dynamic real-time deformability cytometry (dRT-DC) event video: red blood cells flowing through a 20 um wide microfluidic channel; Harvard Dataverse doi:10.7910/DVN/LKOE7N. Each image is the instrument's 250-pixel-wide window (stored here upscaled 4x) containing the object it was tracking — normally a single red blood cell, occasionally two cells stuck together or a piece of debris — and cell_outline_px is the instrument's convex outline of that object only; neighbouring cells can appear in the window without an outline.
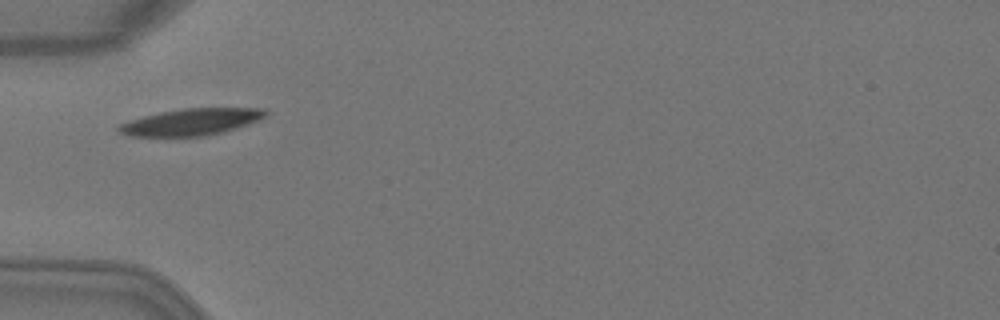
{"species": "Egyptian fruit bat (a non-hibernating species)", "species_latin": "Rousettus aegyptiacus", "temperature_condition": "warm", "stored_images_in_passage": 3, "camera_frame_rate_fps": 3000, "um_per_image_px": 0.085, "animal": {"sex": "female"}, "frame": {"image": 1, "passage_image": 3, "time_ms": 0.667, "image_size_px": [1000, 320], "cell_outline_px": [[268, 116], [260, 120], [224, 132], [204, 136], [128, 136], [120, 132], [116, 128], [120, 124], [128, 120], [160, 112], [184, 108], [264, 108], [268, 112]], "centroid_in_image_um": [16.28, 10.36], "position_along_channel_um": 68.7, "area_um2": 22.95}}